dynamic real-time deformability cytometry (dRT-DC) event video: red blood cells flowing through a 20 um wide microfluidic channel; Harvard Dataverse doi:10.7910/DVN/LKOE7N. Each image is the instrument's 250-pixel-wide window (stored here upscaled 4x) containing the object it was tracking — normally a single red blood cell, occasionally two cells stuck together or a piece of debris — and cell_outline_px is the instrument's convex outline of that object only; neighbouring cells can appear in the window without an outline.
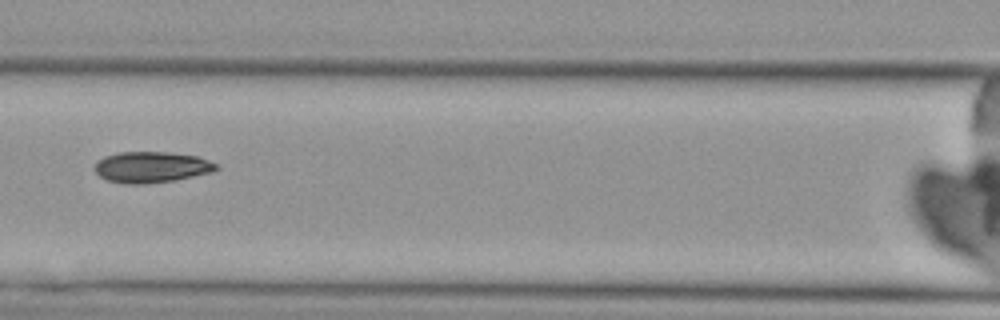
{"species": "Egyptian fruit bat (a non-hibernating species)", "species_latin": "Rousettus aegyptiacus", "temperature_condition": "cold", "stored_images_in_passage": 6, "camera_frame_rate_fps": 3000, "um_per_image_px": 0.085, "animal": {"sex": "female"}, "frame": {"image": 1, "passage_image": 6, "time_ms": 6.667, "image_size_px": [1000, 320], "cell_outline_px": [[220, 168], [212, 172], [176, 180], [144, 184], [124, 184], [108, 180], [100, 176], [96, 172], [96, 160], [104, 156], [120, 152], [168, 152], [196, 156], [220, 164]], "centroid_in_image_um": [12.9, 14.21], "position_along_channel_um": 153.7, "area_um2": 22.08}}